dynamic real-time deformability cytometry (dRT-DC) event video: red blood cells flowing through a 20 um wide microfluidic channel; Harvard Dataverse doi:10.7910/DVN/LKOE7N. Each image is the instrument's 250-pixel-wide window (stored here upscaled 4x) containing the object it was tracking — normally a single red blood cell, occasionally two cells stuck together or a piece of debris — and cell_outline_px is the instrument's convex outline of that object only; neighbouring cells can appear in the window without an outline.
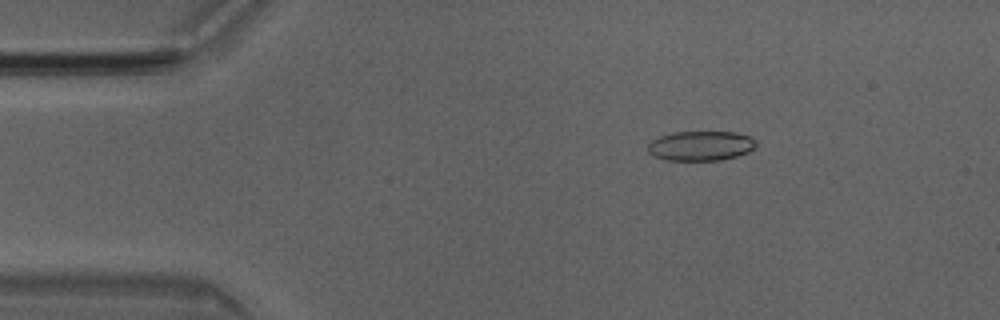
{"species": "Egyptian fruit bat (a non-hibernating species)", "species_latin": "Rousettus aegyptiacus", "temperature_condition": "room temperature", "stored_images_in_passage": 50, "camera_frame_rate_fps": 3000, "um_per_image_px": 0.085, "animal": {"sex": "male"}, "frame": {"image": 1, "passage_image": 8, "time_ms": 2.333, "image_size_px": [1000, 320], "cell_outline_px": [[756, 148], [748, 152], [736, 156], [720, 160], [664, 160], [652, 156], [648, 152], [648, 144], [652, 140], [660, 136], [672, 132], [736, 132], [752, 136], [756, 140]], "centroid_in_image_um": [59.57, 12.39], "position_along_channel_um": 25.4, "area_um2": 18.96}}
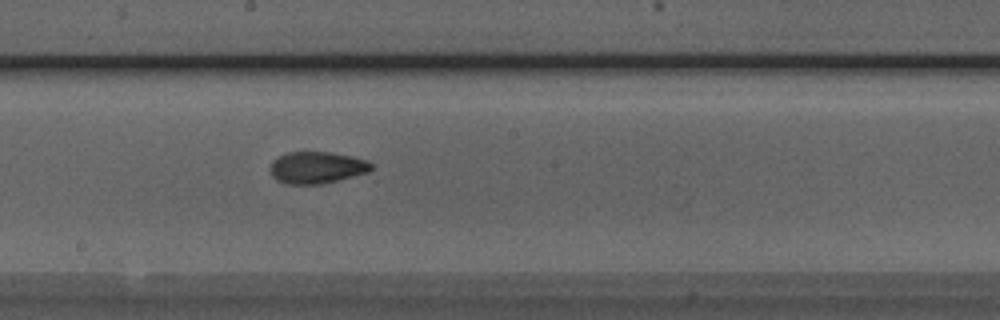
{"frame": {"image": 2, "passage_image": 27, "time_ms": 8.667, "image_size_px": [1000, 320], "cell_outline_px": [[372, 168], [368, 172], [320, 184], [284, 184], [276, 180], [272, 176], [272, 160], [288, 152], [328, 152], [352, 156], [368, 160], [372, 164]], "centroid_in_image_um": [26.93, 14.24], "position_along_channel_um": 221.3, "area_um2": 18.55}}
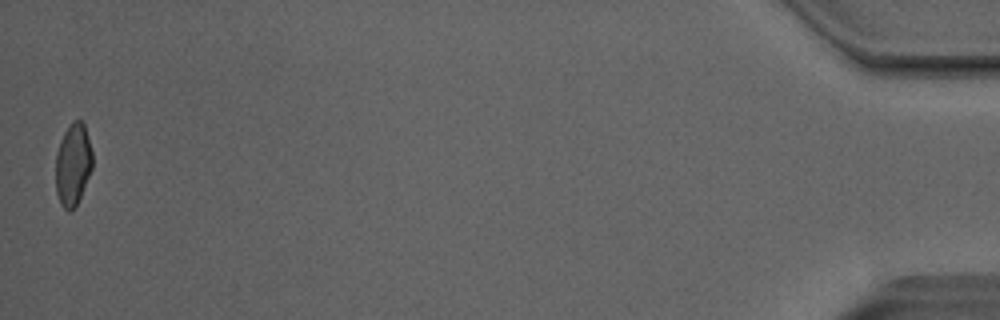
{"frame": {"image": 3, "passage_image": 50, "time_ms": 16.333, "image_size_px": [1000, 320], "cell_outline_px": [[92, 168], [80, 196], [76, 204], [68, 212], [60, 204], [56, 192], [56, 152], [60, 140], [64, 132], [72, 120], [80, 120], [84, 124], [92, 152]], "centroid_in_image_um": [6.18, 13.96], "position_along_channel_um": 429.0, "area_um2": 17.46}, "authors_computed_cell_mechanics": {"area_um2": 18.8428, "velocity_mm_per_s": 4.0523, "shape_relaxation_time_tau1_ms": 8.5757, "shape_relaxation_time_tau2_ms": 2.0669, "deformation_change_tau1": 0.1939, "deformation_change_tau2": 0.0877}}